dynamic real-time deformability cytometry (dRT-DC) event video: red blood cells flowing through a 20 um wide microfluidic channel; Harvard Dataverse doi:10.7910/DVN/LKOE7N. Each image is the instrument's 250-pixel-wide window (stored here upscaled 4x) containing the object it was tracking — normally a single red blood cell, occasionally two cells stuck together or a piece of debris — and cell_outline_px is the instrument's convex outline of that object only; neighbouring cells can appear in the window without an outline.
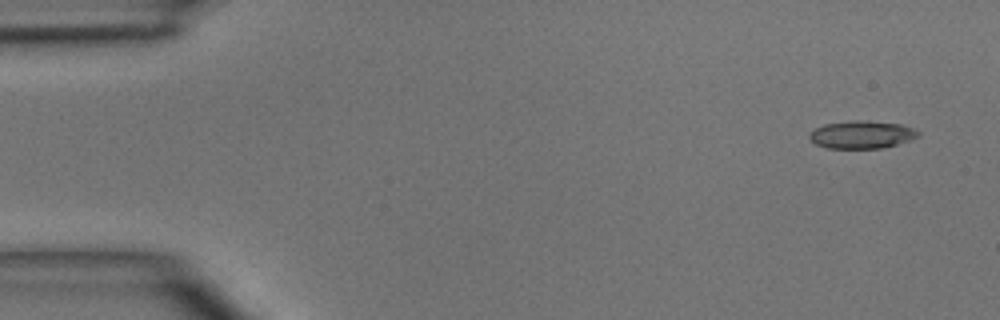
{"species": "common noctule bat (a hibernating species)", "species_latin": "Nyctalus noctula", "temperature_condition": "room temperature", "stored_images_in_passage": 5, "camera_frame_rate_fps": 3000, "um_per_image_px": 0.085, "animal": {"sex": "male", "body_mass_g": 15.6}, "frame": {"image": 1, "passage_image": 1, "time_ms": 0.0, "image_size_px": [1000, 320], "cell_outline_px": [[920, 136], [912, 140], [880, 148], [828, 148], [816, 144], [808, 136], [808, 132], [824, 124], [852, 120], [860, 120], [900, 124], [912, 128], [920, 132]], "centroid_in_image_um": [73.24, 11.44], "position_along_channel_um": 11.8, "area_um2": 17.51}}
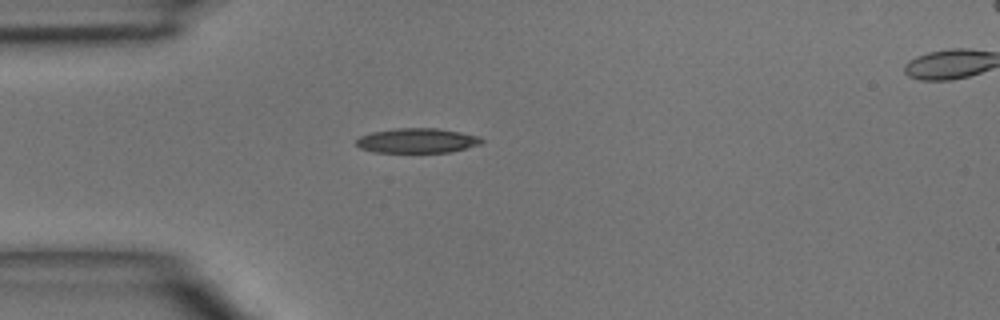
{"frame": {"image": 2, "passage_image": 4, "time_ms": 3.333, "image_size_px": [1000, 320], "cell_outline_px": [[484, 140], [480, 144], [452, 152], [372, 152], [360, 148], [356, 144], [356, 140], [360, 136], [372, 132], [392, 128], [436, 128], [460, 132], [480, 136]], "centroid_in_image_um": [35.45, 11.95], "position_along_channel_um": 49.6, "area_um2": 18.15}}